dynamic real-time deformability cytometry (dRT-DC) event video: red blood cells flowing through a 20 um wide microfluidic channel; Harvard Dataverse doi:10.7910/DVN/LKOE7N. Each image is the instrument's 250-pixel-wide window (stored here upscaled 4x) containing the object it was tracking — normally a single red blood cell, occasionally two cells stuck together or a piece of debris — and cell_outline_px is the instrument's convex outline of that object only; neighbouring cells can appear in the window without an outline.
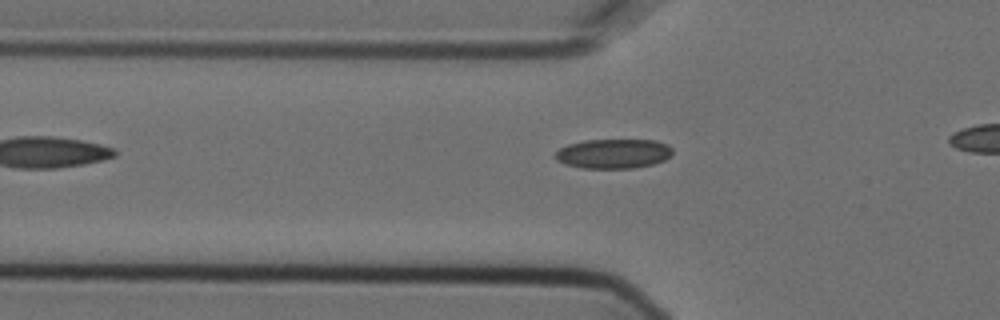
{"species": "Egyptian fruit bat (a non-hibernating species)", "species_latin": "Rousettus aegyptiacus", "temperature_condition": "cold", "stored_images_in_passage": 5, "segment_of_instrument_passage": [1, 2], "camera_frame_rate_fps": 3000, "um_per_image_px": 0.085, "animal": {"sex": "female"}, "frame": {"image": 1, "passage_image": 3, "time_ms": 0.667, "image_size_px": [1000, 320], "cell_outline_px": [[672, 156], [664, 160], [652, 164], [632, 168], [580, 168], [564, 164], [556, 160], [556, 152], [560, 148], [568, 144], [584, 140], [656, 140], [668, 144], [672, 148]], "centroid_in_image_um": [52.15, 13.06], "position_along_channel_um": 73.7, "area_um2": 20.29}}